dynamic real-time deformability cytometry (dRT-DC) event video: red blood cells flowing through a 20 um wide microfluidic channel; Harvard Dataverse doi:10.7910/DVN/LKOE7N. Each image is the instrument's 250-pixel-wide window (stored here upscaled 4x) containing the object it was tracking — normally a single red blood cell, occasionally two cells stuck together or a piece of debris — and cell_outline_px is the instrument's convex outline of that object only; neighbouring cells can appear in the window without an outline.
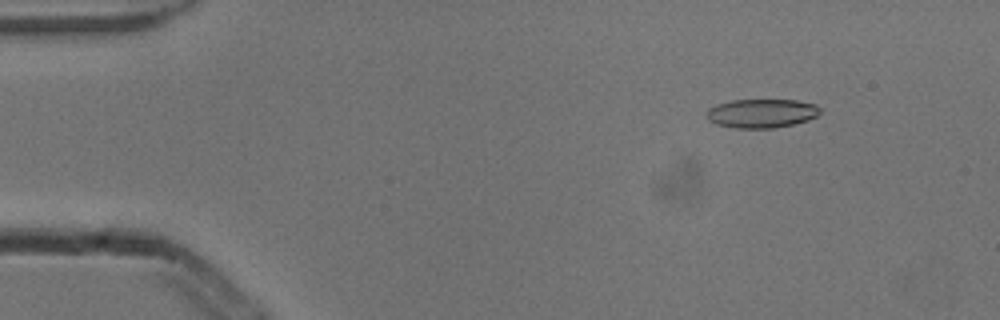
{"species": "common noctule bat (a hibernating species)", "species_latin": "Nyctalus noctula", "temperature_condition": "cold", "stored_images_in_passage": 7, "camera_frame_rate_fps": 3000, "um_per_image_px": 0.085, "animal": {"sex": "male", "body_mass_g": 13.3}, "frame": {"image": 1, "passage_image": 2, "time_ms": 0.333, "image_size_px": [1000, 320], "cell_outline_px": [[820, 112], [816, 116], [808, 120], [792, 124], [772, 128], [736, 128], [716, 124], [708, 120], [704, 112], [708, 108], [716, 104], [732, 100], [796, 100], [816, 104], [820, 108]], "centroid_in_image_um": [64.69, 9.63], "position_along_channel_um": 20.3, "area_um2": 19.19}}
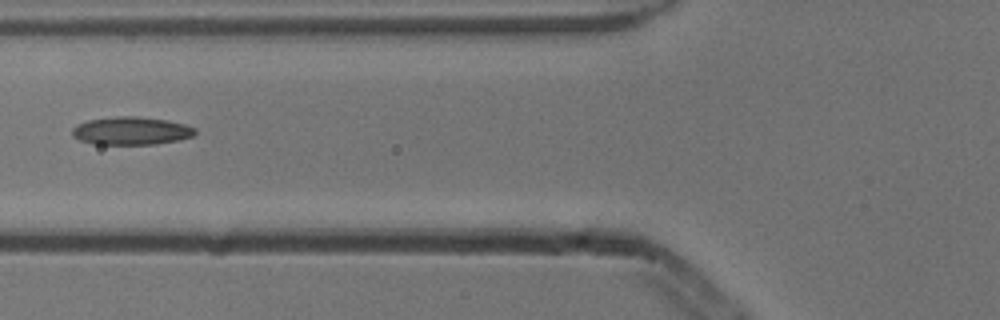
{"frame": {"image": 2, "passage_image": 6, "time_ms": 1.667, "image_size_px": [1000, 320], "cell_outline_px": [[196, 132], [192, 136], [180, 140], [156, 144], [92, 144], [80, 140], [72, 136], [72, 128], [76, 124], [88, 120], [120, 116], [136, 116], [168, 120], [184, 124], [196, 128]], "centroid_in_image_um": [11.15, 11.12], "position_along_channel_um": 114.7, "area_um2": 20.11}}
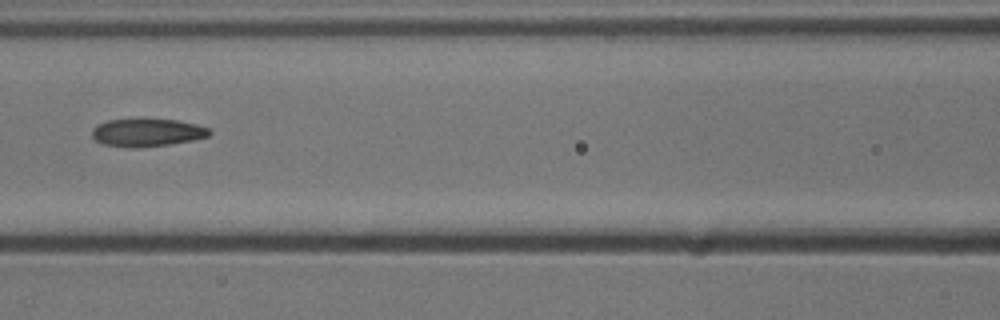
{"frame": {"image": 3, "passage_image": 7, "time_ms": 2.0, "image_size_px": [1000, 320], "cell_outline_px": [[212, 132], [208, 136], [192, 140], [168, 144], [140, 148], [128, 148], [104, 144], [96, 140], [92, 136], [92, 128], [96, 124], [108, 120], [140, 116], [176, 120], [196, 124], [208, 128]], "centroid_in_image_um": [12.45, 11.22], "position_along_channel_um": 154.1, "area_um2": 19.83}}